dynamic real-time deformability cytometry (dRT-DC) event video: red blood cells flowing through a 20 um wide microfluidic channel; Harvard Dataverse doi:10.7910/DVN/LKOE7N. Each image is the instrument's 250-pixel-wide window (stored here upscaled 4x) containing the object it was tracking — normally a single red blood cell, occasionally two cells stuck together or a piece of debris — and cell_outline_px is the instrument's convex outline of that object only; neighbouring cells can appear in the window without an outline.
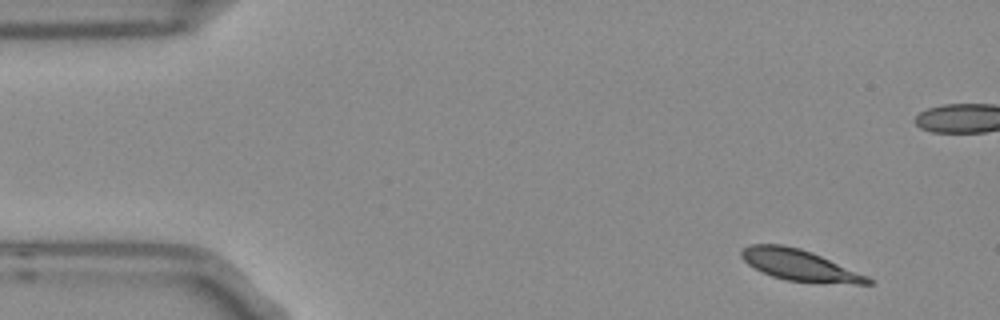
{"species": "Egyptian fruit bat (a non-hibernating species)", "species_latin": "Rousettus aegyptiacus", "temperature_condition": "room temperature", "stored_images_in_passage": 51, "camera_frame_rate_fps": 3000, "um_per_image_px": 0.085, "frame": {"image": 1, "passage_image": 1, "time_ms": 0.0, "image_size_px": [1000, 320], "cell_outline_px": [[872, 284], [856, 284], [788, 280], [772, 276], [748, 264], [740, 256], [740, 252], [744, 248], [752, 244], [780, 244], [800, 248], [812, 252], [868, 276], [872, 280]], "centroid_in_image_um": [67.96, 22.52], "position_along_channel_um": 17.0, "area_um2": 22.48}}
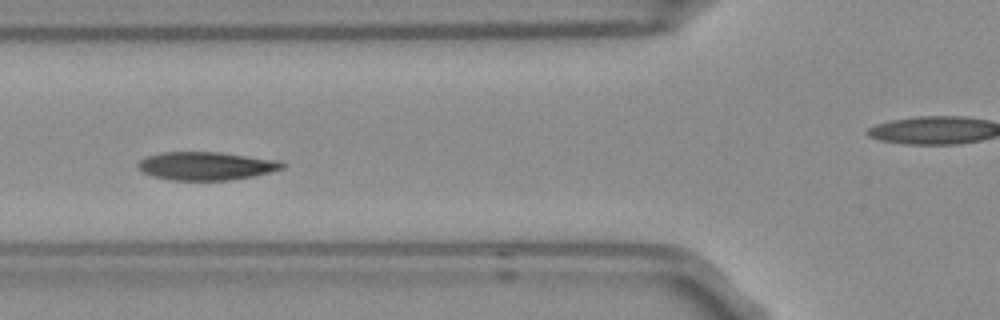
{"frame": {"image": 2, "passage_image": 16, "time_ms": 5.0, "image_size_px": [1000, 320], "cell_outline_px": [[288, 164], [284, 168], [252, 176], [228, 180], [168, 180], [152, 176], [144, 172], [140, 168], [140, 160], [148, 156], [160, 152], [220, 152], [280, 160]], "centroid_in_image_um": [17.57, 14.1], "position_along_channel_um": 108.2, "area_um2": 23.64}}
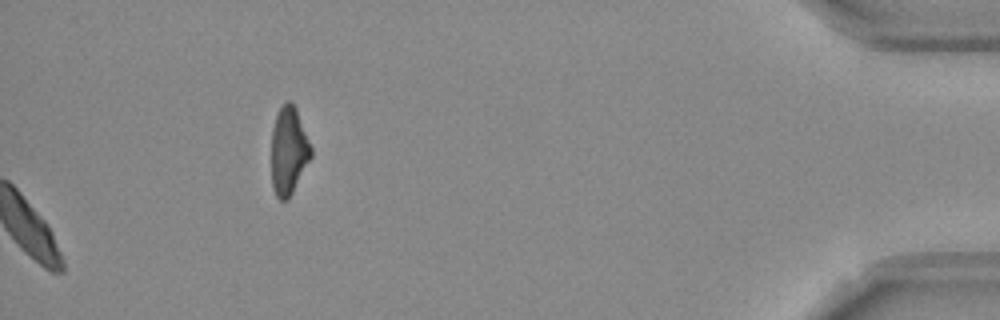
{"frame": {"image": 3, "passage_image": 51, "time_ms": 16.667, "image_size_px": [1000, 320], "cell_outline_px": [[312, 156], [288, 200], [280, 200], [276, 196], [272, 188], [272, 128], [276, 116], [280, 108], [288, 100], [296, 108], [312, 148]], "centroid_in_image_um": [24.54, 12.84], "position_along_channel_um": 410.7, "area_um2": 20.11}, "authors_computed_cell_mechanics": {"area_um2": 23.8714, "velocity_mm_per_s": 3.6992, "shape_relaxation_time_tau1_ms": 2.0414, "shape_relaxation_time_tau2_ms": null, "deformation_change_tau1": 0.0979, "deformation_change_tau2": null}}